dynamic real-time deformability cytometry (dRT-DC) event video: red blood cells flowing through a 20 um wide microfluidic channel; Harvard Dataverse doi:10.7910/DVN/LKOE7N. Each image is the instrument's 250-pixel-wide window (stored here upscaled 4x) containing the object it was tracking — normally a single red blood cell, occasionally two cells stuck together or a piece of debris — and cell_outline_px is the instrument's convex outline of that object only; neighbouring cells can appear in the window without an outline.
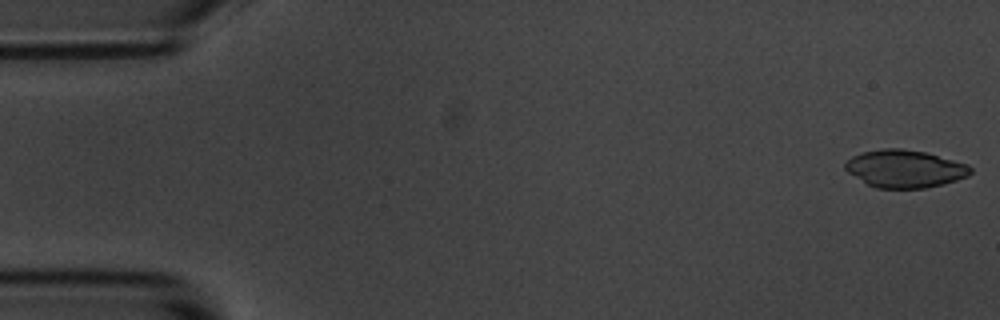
{"species": "common noctule bat (a hibernating species)", "species_latin": "Nyctalus noctula", "temperature_condition": "room temperature", "stored_images_in_passage": 5, "camera_frame_rate_fps": 3000, "um_per_image_px": 0.085, "animal": {"sex": "male", "body_mass_g": 20.1, "forearm_length_mm": 53.5}, "frame": {"image": 1, "passage_image": 1, "time_ms": 0.0, "image_size_px": [1000, 320], "cell_outline_px": [[972, 172], [968, 176], [944, 184], [924, 188], [876, 188], [868, 184], [848, 172], [844, 168], [844, 164], [852, 156], [860, 152], [880, 148], [900, 148], [924, 152], [968, 164], [972, 168]], "centroid_in_image_um": [76.9, 14.33], "position_along_channel_um": 8.1, "area_um2": 27.46}}